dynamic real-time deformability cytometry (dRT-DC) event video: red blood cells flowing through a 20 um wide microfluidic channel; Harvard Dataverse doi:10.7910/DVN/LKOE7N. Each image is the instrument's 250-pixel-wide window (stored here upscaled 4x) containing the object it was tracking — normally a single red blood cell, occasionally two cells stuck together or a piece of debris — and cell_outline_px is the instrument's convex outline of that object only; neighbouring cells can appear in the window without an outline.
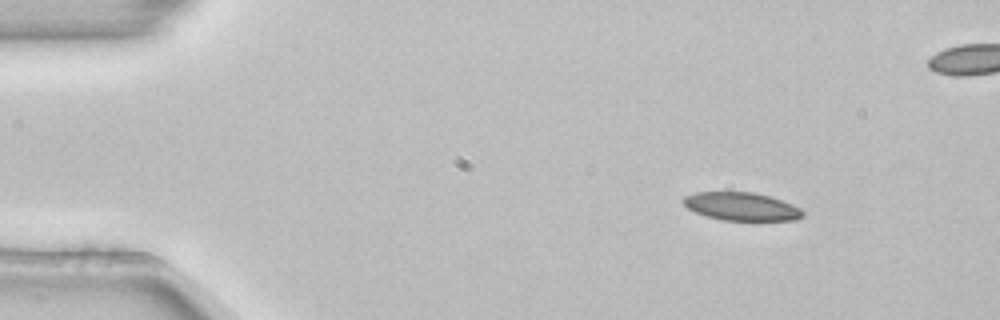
{"species": "common noctule bat (a hibernating species)", "species_latin": "Nyctalus noctula", "temperature_condition": "room temperature", "stored_images_in_passage": 4, "camera_frame_rate_fps": 3000, "um_per_image_px": 0.085, "animal": {"sex": "female", "body_mass_g": 22.7, "forearm_length_mm": 54.2}, "frame": {"image": 1, "passage_image": 1, "time_ms": 0.0, "image_size_px": [1000, 320], "cell_outline_px": [[804, 216], [796, 220], [720, 220], [696, 212], [688, 208], [680, 200], [684, 196], [696, 192], [752, 192], [768, 196], [792, 204], [800, 208], [804, 212]], "centroid_in_image_um": [63.01, 17.55], "position_along_channel_um": 22.0, "area_um2": 19.48}}